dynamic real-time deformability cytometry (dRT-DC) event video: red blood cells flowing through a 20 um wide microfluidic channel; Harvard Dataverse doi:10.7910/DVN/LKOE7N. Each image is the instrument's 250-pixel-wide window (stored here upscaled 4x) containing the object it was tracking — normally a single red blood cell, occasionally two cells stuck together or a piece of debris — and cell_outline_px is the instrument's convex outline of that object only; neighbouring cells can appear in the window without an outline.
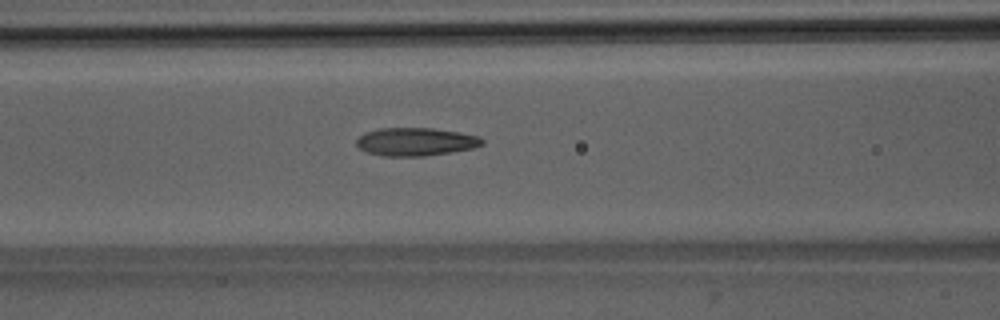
{"species": "Egyptian fruit bat (a non-hibernating species)", "species_latin": "Rousettus aegyptiacus", "temperature_condition": "room temperature", "stored_images_in_passage": 52, "camera_frame_rate_fps": 3000, "um_per_image_px": 0.085, "animal": {"sex": "male"}, "frame": {"image": 1, "passage_image": 22, "time_ms": 7.0, "image_size_px": [1000, 320], "cell_outline_px": [[484, 144], [472, 148], [452, 152], [424, 156], [384, 156], [368, 152], [360, 148], [356, 144], [356, 140], [364, 132], [380, 128], [432, 128], [480, 136], [484, 140]], "centroid_in_image_um": [35.34, 12.05], "position_along_channel_um": 131.3, "area_um2": 20.52}}
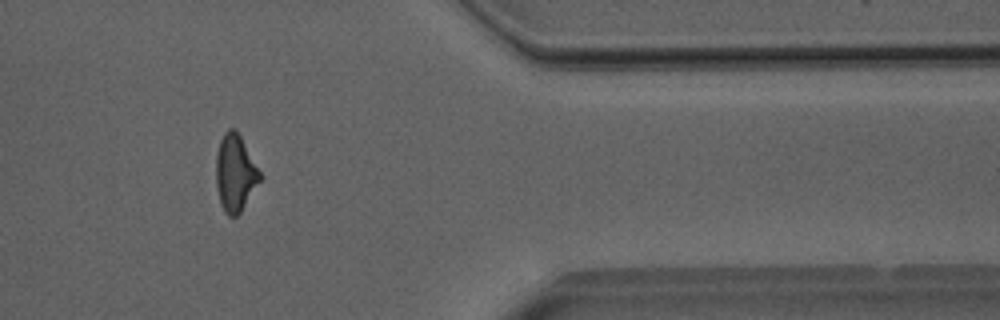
{"frame": {"image": 2, "passage_image": 43, "time_ms": 14.0, "image_size_px": [1000, 320], "cell_outline_px": [[264, 176], [240, 212], [236, 216], [228, 216], [224, 212], [220, 204], [216, 184], [216, 156], [220, 140], [224, 132], [228, 128], [232, 128], [240, 136]], "centroid_in_image_um": [20.0, 14.72], "position_along_channel_um": 391.4, "area_um2": 19.77}}
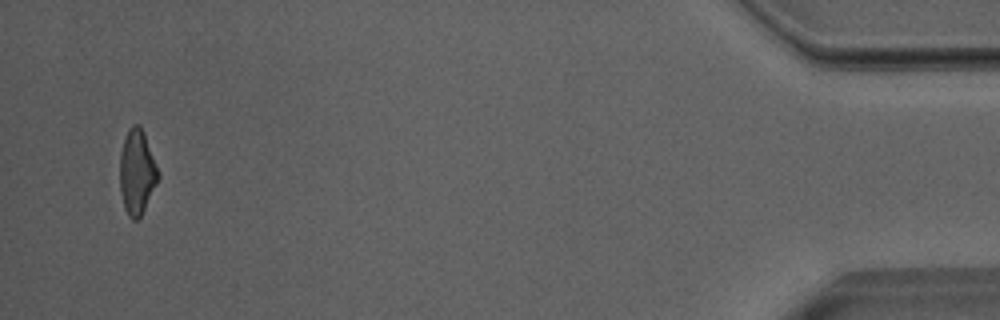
{"frame": {"image": 3, "passage_image": 50, "time_ms": 16.333, "image_size_px": [1000, 320], "cell_outline_px": [[160, 176], [140, 216], [136, 220], [132, 220], [128, 216], [124, 208], [120, 192], [120, 152], [128, 128], [132, 124], [140, 124], [144, 132], [160, 172]], "centroid_in_image_um": [11.64, 14.59], "position_along_channel_um": 423.6, "area_um2": 19.02}, "authors_computed_cell_mechanics": {"area_um2": 19.941, "velocity_mm_per_s": 4.0257, "shape_relaxation_time_tau1_ms": 6.6783, "shape_relaxation_time_tau2_ms": 2.8301, "deformation_change_tau1": 0.2227, "deformation_change_tau2": 0.1296}}